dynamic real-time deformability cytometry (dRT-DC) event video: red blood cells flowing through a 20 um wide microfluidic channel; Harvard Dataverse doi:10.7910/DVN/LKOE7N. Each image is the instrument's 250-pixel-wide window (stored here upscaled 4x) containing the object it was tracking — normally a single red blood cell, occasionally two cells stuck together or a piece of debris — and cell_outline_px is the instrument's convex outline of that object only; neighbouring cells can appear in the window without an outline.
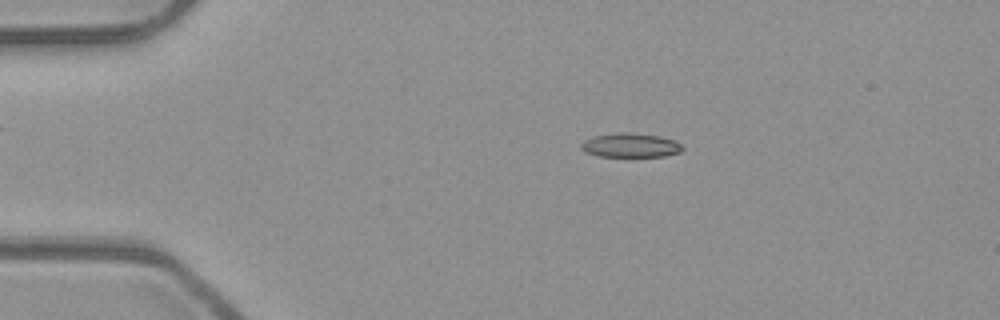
{"species": "common noctule bat (a hibernating species)", "species_latin": "Nyctalus noctula", "temperature_condition": "room temperature", "stored_images_in_passage": 52, "camera_frame_rate_fps": 3000, "um_per_image_px": 0.085, "animal": {"sex": "male", "body_mass_g": 23.1, "forearm_length_mm": 52.7}, "frame": {"image": 1, "passage_image": 10, "time_ms": 3.0, "image_size_px": [1000, 320], "cell_outline_px": [[684, 148], [680, 152], [664, 156], [596, 156], [584, 152], [580, 148], [580, 144], [584, 140], [592, 136], [620, 132], [632, 132], [660, 136], [672, 140], [680, 144]], "centroid_in_image_um": [53.53, 12.34], "position_along_channel_um": 31.5, "area_um2": 14.33}}
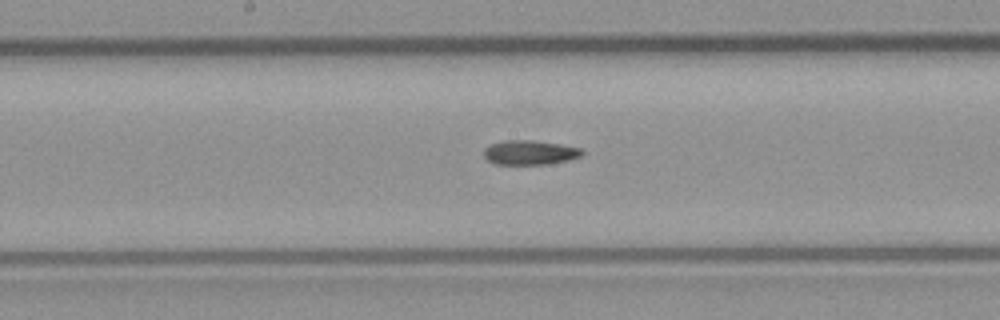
{"frame": {"image": 2, "passage_image": 27, "time_ms": 8.667, "image_size_px": [1000, 320], "cell_outline_px": [[584, 152], [580, 156], [568, 160], [544, 164], [496, 164], [488, 160], [484, 156], [484, 148], [492, 144], [504, 140], [532, 140], [560, 144], [580, 148]], "centroid_in_image_um": [45.02, 12.96], "position_along_channel_um": 203.2, "area_um2": 13.81}}
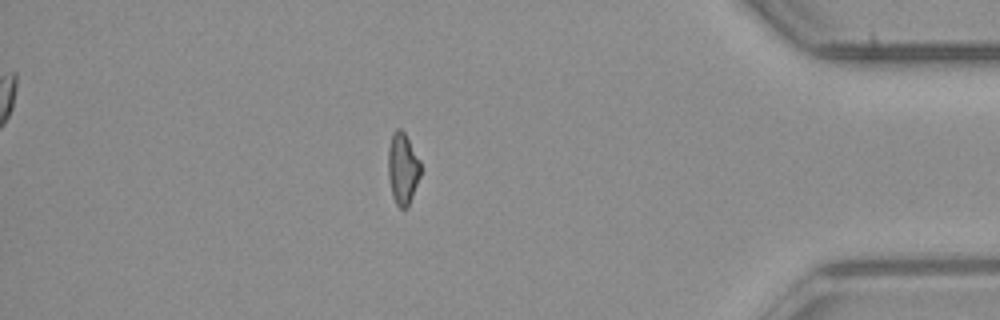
{"frame": {"image": 3, "passage_image": 45, "time_ms": 14.667, "image_size_px": [1000, 320], "cell_outline_px": [[420, 176], [408, 208], [400, 208], [396, 204], [392, 196], [388, 176], [388, 148], [392, 132], [396, 128], [400, 128], [404, 132], [420, 160]], "centroid_in_image_um": [34.22, 14.33], "position_along_channel_um": 401.0, "area_um2": 13.64}, "authors_computed_cell_mechanics": {"area_um2": 14.0454, "velocity_mm_per_s": 3.9598, "shape_relaxation_time_tau1_ms": null, "shape_relaxation_time_tau2_ms": 10.282, "deformation_change_tau1": null, "deformation_change_tau2": 0.2292}}